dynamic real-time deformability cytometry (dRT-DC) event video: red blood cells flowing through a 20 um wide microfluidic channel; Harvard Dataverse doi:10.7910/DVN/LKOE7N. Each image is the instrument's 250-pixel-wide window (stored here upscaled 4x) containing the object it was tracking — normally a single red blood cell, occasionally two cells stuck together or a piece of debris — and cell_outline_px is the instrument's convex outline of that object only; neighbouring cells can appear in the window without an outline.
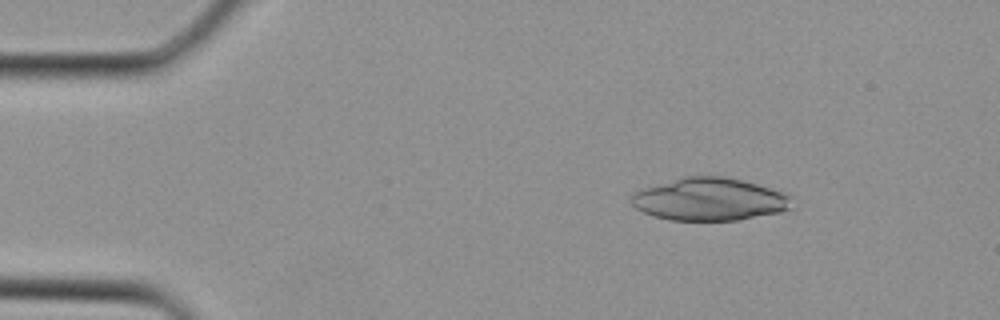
{"species": "Egyptian fruit bat (a non-hibernating species)", "species_latin": "Rousettus aegyptiacus", "temperature_condition": "cold", "stored_images_in_passage": 3, "camera_frame_rate_fps": 3000, "um_per_image_px": 0.085, "animal": {"sex": "female"}, "frame": {"image": 1, "passage_image": 1, "time_ms": 0.0, "image_size_px": [1000, 320], "cell_outline_px": [[792, 208], [780, 212], [740, 220], [668, 220], [644, 212], [636, 208], [632, 204], [632, 196], [636, 192], [644, 188], [680, 176], [724, 176], [756, 184], [784, 192], [792, 196]], "centroid_in_image_um": [60.35, 16.94], "position_along_channel_um": 24.7, "area_um2": 39.88}}